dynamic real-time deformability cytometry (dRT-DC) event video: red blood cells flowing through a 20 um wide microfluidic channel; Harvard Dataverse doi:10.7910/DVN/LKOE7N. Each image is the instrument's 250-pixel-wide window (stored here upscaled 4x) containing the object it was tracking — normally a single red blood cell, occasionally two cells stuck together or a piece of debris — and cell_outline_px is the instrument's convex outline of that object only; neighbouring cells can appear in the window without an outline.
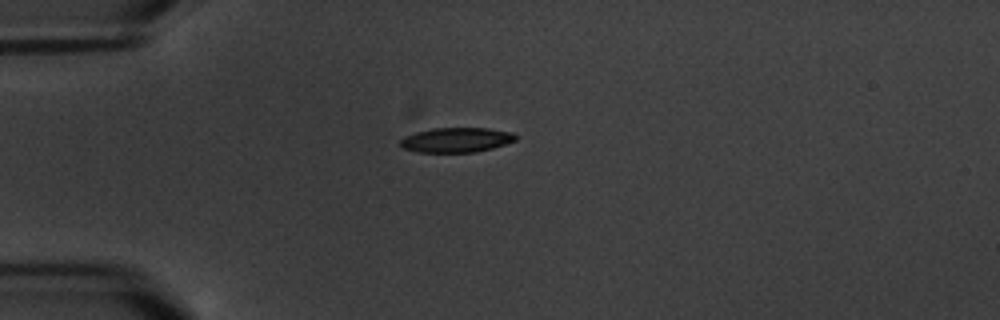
{"species": "common noctule bat (a hibernating species)", "species_latin": "Nyctalus noctula", "temperature_condition": "warm", "stored_images_in_passage": 4, "camera_frame_rate_fps": 3000, "um_per_image_px": 0.085, "animal": {"sex": "male", "body_mass_g": 20.1, "forearm_length_mm": 53.5}, "frame": {"image": 1, "passage_image": 1, "time_ms": 0.0, "image_size_px": [1000, 320], "cell_outline_px": [[516, 140], [492, 148], [476, 152], [420, 152], [404, 148], [400, 144], [400, 140], [404, 136], [416, 132], [432, 128], [488, 128], [512, 132], [516, 136]], "centroid_in_image_um": [38.79, 11.89], "position_along_channel_um": 46.2, "area_um2": 16.53}}